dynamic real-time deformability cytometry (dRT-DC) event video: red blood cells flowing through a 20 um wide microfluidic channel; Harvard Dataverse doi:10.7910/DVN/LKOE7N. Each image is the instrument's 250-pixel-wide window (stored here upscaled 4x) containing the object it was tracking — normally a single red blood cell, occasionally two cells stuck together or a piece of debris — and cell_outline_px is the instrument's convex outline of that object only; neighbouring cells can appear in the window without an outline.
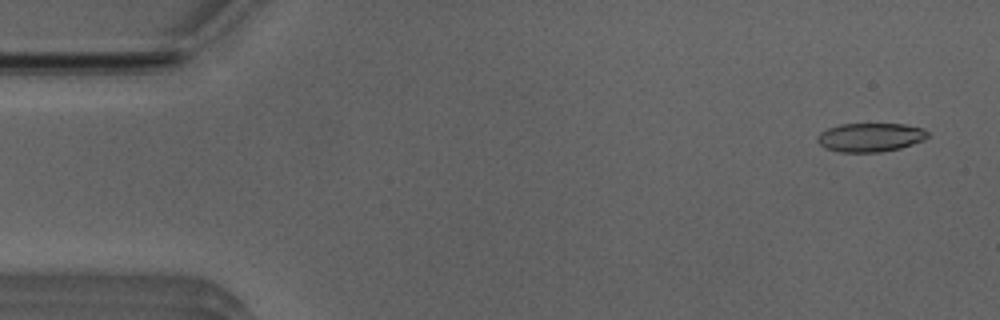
{"species": "Egyptian fruit bat (a non-hibernating species)", "species_latin": "Rousettus aegyptiacus", "temperature_condition": "room temperature", "stored_images_in_passage": 22, "camera_frame_rate_fps": 3000, "um_per_image_px": 0.085, "animal": {"sex": "male"}, "frame": {"image": 1, "passage_image": 3, "time_ms": 0.667, "image_size_px": [1000, 320], "cell_outline_px": [[928, 136], [924, 140], [900, 148], [880, 152], [840, 152], [828, 148], [820, 144], [816, 140], [816, 136], [820, 132], [828, 128], [840, 124], [904, 124], [924, 128], [928, 132]], "centroid_in_image_um": [73.98, 11.66], "position_along_channel_um": 11.0, "area_um2": 18.5}}
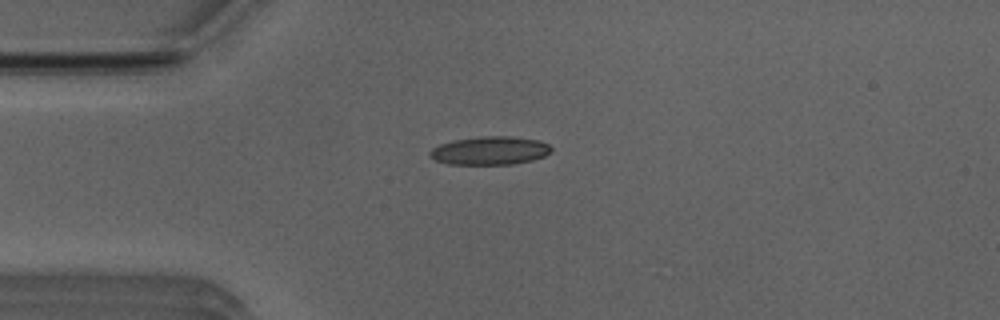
{"frame": {"image": 2, "passage_image": 13, "time_ms": 4.0, "image_size_px": [1000, 320], "cell_outline_px": [[552, 152], [544, 156], [532, 160], [512, 164], [448, 164], [436, 160], [428, 156], [428, 152], [432, 148], [440, 144], [452, 140], [480, 136], [508, 136], [536, 140], [548, 144], [552, 148]], "centroid_in_image_um": [41.61, 12.8], "position_along_channel_um": 43.4, "area_um2": 20.06}}